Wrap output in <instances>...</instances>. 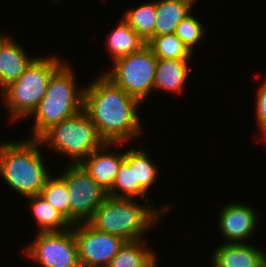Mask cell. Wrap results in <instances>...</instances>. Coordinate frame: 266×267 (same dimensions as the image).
Wrapping results in <instances>:
<instances>
[{
	"instance_id": "obj_2",
	"label": "cell",
	"mask_w": 266,
	"mask_h": 267,
	"mask_svg": "<svg viewBox=\"0 0 266 267\" xmlns=\"http://www.w3.org/2000/svg\"><path fill=\"white\" fill-rule=\"evenodd\" d=\"M153 204L151 202L149 206L133 198L107 196L88 223L96 230L113 234L126 242L141 240L161 222L165 213L173 209L172 203L157 208Z\"/></svg>"
},
{
	"instance_id": "obj_1",
	"label": "cell",
	"mask_w": 266,
	"mask_h": 267,
	"mask_svg": "<svg viewBox=\"0 0 266 267\" xmlns=\"http://www.w3.org/2000/svg\"><path fill=\"white\" fill-rule=\"evenodd\" d=\"M140 102L114 85L102 73L84 88L83 110L105 143H129L139 138Z\"/></svg>"
},
{
	"instance_id": "obj_13",
	"label": "cell",
	"mask_w": 266,
	"mask_h": 267,
	"mask_svg": "<svg viewBox=\"0 0 266 267\" xmlns=\"http://www.w3.org/2000/svg\"><path fill=\"white\" fill-rule=\"evenodd\" d=\"M212 267H266V252L248 243H225L211 253Z\"/></svg>"
},
{
	"instance_id": "obj_14",
	"label": "cell",
	"mask_w": 266,
	"mask_h": 267,
	"mask_svg": "<svg viewBox=\"0 0 266 267\" xmlns=\"http://www.w3.org/2000/svg\"><path fill=\"white\" fill-rule=\"evenodd\" d=\"M189 60L158 59L154 75V92L159 89L181 95L190 77Z\"/></svg>"
},
{
	"instance_id": "obj_8",
	"label": "cell",
	"mask_w": 266,
	"mask_h": 267,
	"mask_svg": "<svg viewBox=\"0 0 266 267\" xmlns=\"http://www.w3.org/2000/svg\"><path fill=\"white\" fill-rule=\"evenodd\" d=\"M59 176L66 182L69 194V223L88 222L108 194L79 164L68 163Z\"/></svg>"
},
{
	"instance_id": "obj_10",
	"label": "cell",
	"mask_w": 266,
	"mask_h": 267,
	"mask_svg": "<svg viewBox=\"0 0 266 267\" xmlns=\"http://www.w3.org/2000/svg\"><path fill=\"white\" fill-rule=\"evenodd\" d=\"M73 233L81 267H108L126 242L118 236L96 230L88 222L74 224Z\"/></svg>"
},
{
	"instance_id": "obj_23",
	"label": "cell",
	"mask_w": 266,
	"mask_h": 267,
	"mask_svg": "<svg viewBox=\"0 0 266 267\" xmlns=\"http://www.w3.org/2000/svg\"><path fill=\"white\" fill-rule=\"evenodd\" d=\"M158 59L190 60L193 53L175 34L152 37L146 44Z\"/></svg>"
},
{
	"instance_id": "obj_22",
	"label": "cell",
	"mask_w": 266,
	"mask_h": 267,
	"mask_svg": "<svg viewBox=\"0 0 266 267\" xmlns=\"http://www.w3.org/2000/svg\"><path fill=\"white\" fill-rule=\"evenodd\" d=\"M108 196L115 198L144 199L145 204L149 203L147 191L140 185L135 184L134 167H130L123 161L115 176L111 189L107 192Z\"/></svg>"
},
{
	"instance_id": "obj_3",
	"label": "cell",
	"mask_w": 266,
	"mask_h": 267,
	"mask_svg": "<svg viewBox=\"0 0 266 267\" xmlns=\"http://www.w3.org/2000/svg\"><path fill=\"white\" fill-rule=\"evenodd\" d=\"M38 139L0 142V176L22 197L41 193L51 176Z\"/></svg>"
},
{
	"instance_id": "obj_26",
	"label": "cell",
	"mask_w": 266,
	"mask_h": 267,
	"mask_svg": "<svg viewBox=\"0 0 266 267\" xmlns=\"http://www.w3.org/2000/svg\"><path fill=\"white\" fill-rule=\"evenodd\" d=\"M264 81V82H263ZM262 81L258 89H256L255 102V118L261 135L266 132V78Z\"/></svg>"
},
{
	"instance_id": "obj_5",
	"label": "cell",
	"mask_w": 266,
	"mask_h": 267,
	"mask_svg": "<svg viewBox=\"0 0 266 267\" xmlns=\"http://www.w3.org/2000/svg\"><path fill=\"white\" fill-rule=\"evenodd\" d=\"M59 57L36 56L21 77L0 92L10 123L29 118L36 110L52 75L65 63Z\"/></svg>"
},
{
	"instance_id": "obj_24",
	"label": "cell",
	"mask_w": 266,
	"mask_h": 267,
	"mask_svg": "<svg viewBox=\"0 0 266 267\" xmlns=\"http://www.w3.org/2000/svg\"><path fill=\"white\" fill-rule=\"evenodd\" d=\"M51 175L40 195L69 222V194L66 182L57 175Z\"/></svg>"
},
{
	"instance_id": "obj_21",
	"label": "cell",
	"mask_w": 266,
	"mask_h": 267,
	"mask_svg": "<svg viewBox=\"0 0 266 267\" xmlns=\"http://www.w3.org/2000/svg\"><path fill=\"white\" fill-rule=\"evenodd\" d=\"M130 7L122 15L126 23L145 41L155 36L156 0Z\"/></svg>"
},
{
	"instance_id": "obj_6",
	"label": "cell",
	"mask_w": 266,
	"mask_h": 267,
	"mask_svg": "<svg viewBox=\"0 0 266 267\" xmlns=\"http://www.w3.org/2000/svg\"><path fill=\"white\" fill-rule=\"evenodd\" d=\"M70 164H79L105 142L100 138L90 116L82 110L48 129L39 139Z\"/></svg>"
},
{
	"instance_id": "obj_27",
	"label": "cell",
	"mask_w": 266,
	"mask_h": 267,
	"mask_svg": "<svg viewBox=\"0 0 266 267\" xmlns=\"http://www.w3.org/2000/svg\"><path fill=\"white\" fill-rule=\"evenodd\" d=\"M6 34L7 33L2 34L0 32V51L3 48V46L6 44V42L11 38L10 36H8V34L7 35Z\"/></svg>"
},
{
	"instance_id": "obj_15",
	"label": "cell",
	"mask_w": 266,
	"mask_h": 267,
	"mask_svg": "<svg viewBox=\"0 0 266 267\" xmlns=\"http://www.w3.org/2000/svg\"><path fill=\"white\" fill-rule=\"evenodd\" d=\"M35 58L10 38L0 51V91L18 80Z\"/></svg>"
},
{
	"instance_id": "obj_19",
	"label": "cell",
	"mask_w": 266,
	"mask_h": 267,
	"mask_svg": "<svg viewBox=\"0 0 266 267\" xmlns=\"http://www.w3.org/2000/svg\"><path fill=\"white\" fill-rule=\"evenodd\" d=\"M30 204L34 218L37 220V231L59 232L72 227V225L47 202L40 194L26 197Z\"/></svg>"
},
{
	"instance_id": "obj_12",
	"label": "cell",
	"mask_w": 266,
	"mask_h": 267,
	"mask_svg": "<svg viewBox=\"0 0 266 267\" xmlns=\"http://www.w3.org/2000/svg\"><path fill=\"white\" fill-rule=\"evenodd\" d=\"M122 145L125 143H104L80 163L92 179L107 192L111 189L119 167L125 159V151L113 153L111 150H116V147Z\"/></svg>"
},
{
	"instance_id": "obj_11",
	"label": "cell",
	"mask_w": 266,
	"mask_h": 267,
	"mask_svg": "<svg viewBox=\"0 0 266 267\" xmlns=\"http://www.w3.org/2000/svg\"><path fill=\"white\" fill-rule=\"evenodd\" d=\"M256 210L240 202L223 205L218 216V231L227 240L226 243H249L246 241L251 239L260 220Z\"/></svg>"
},
{
	"instance_id": "obj_28",
	"label": "cell",
	"mask_w": 266,
	"mask_h": 267,
	"mask_svg": "<svg viewBox=\"0 0 266 267\" xmlns=\"http://www.w3.org/2000/svg\"><path fill=\"white\" fill-rule=\"evenodd\" d=\"M261 136H262L261 137V140H263V142L266 144V132L263 135H261Z\"/></svg>"
},
{
	"instance_id": "obj_17",
	"label": "cell",
	"mask_w": 266,
	"mask_h": 267,
	"mask_svg": "<svg viewBox=\"0 0 266 267\" xmlns=\"http://www.w3.org/2000/svg\"><path fill=\"white\" fill-rule=\"evenodd\" d=\"M116 26L105 41L112 62L141 50L147 44L123 18Z\"/></svg>"
},
{
	"instance_id": "obj_20",
	"label": "cell",
	"mask_w": 266,
	"mask_h": 267,
	"mask_svg": "<svg viewBox=\"0 0 266 267\" xmlns=\"http://www.w3.org/2000/svg\"><path fill=\"white\" fill-rule=\"evenodd\" d=\"M146 149L130 148L125 150L124 161L134 167L135 184H140L147 192L157 182L159 167L150 159Z\"/></svg>"
},
{
	"instance_id": "obj_18",
	"label": "cell",
	"mask_w": 266,
	"mask_h": 267,
	"mask_svg": "<svg viewBox=\"0 0 266 267\" xmlns=\"http://www.w3.org/2000/svg\"><path fill=\"white\" fill-rule=\"evenodd\" d=\"M146 240L125 242L108 267H157V254Z\"/></svg>"
},
{
	"instance_id": "obj_7",
	"label": "cell",
	"mask_w": 266,
	"mask_h": 267,
	"mask_svg": "<svg viewBox=\"0 0 266 267\" xmlns=\"http://www.w3.org/2000/svg\"><path fill=\"white\" fill-rule=\"evenodd\" d=\"M158 58L146 45L141 50L116 59L109 70L102 73L114 85L122 88L140 103L149 101V94L154 92V75Z\"/></svg>"
},
{
	"instance_id": "obj_16",
	"label": "cell",
	"mask_w": 266,
	"mask_h": 267,
	"mask_svg": "<svg viewBox=\"0 0 266 267\" xmlns=\"http://www.w3.org/2000/svg\"><path fill=\"white\" fill-rule=\"evenodd\" d=\"M197 0L156 1L155 36L175 34L178 24L190 13Z\"/></svg>"
},
{
	"instance_id": "obj_25",
	"label": "cell",
	"mask_w": 266,
	"mask_h": 267,
	"mask_svg": "<svg viewBox=\"0 0 266 267\" xmlns=\"http://www.w3.org/2000/svg\"><path fill=\"white\" fill-rule=\"evenodd\" d=\"M204 25L192 14H188L177 26L175 35L193 53L194 47L204 38Z\"/></svg>"
},
{
	"instance_id": "obj_4",
	"label": "cell",
	"mask_w": 266,
	"mask_h": 267,
	"mask_svg": "<svg viewBox=\"0 0 266 267\" xmlns=\"http://www.w3.org/2000/svg\"><path fill=\"white\" fill-rule=\"evenodd\" d=\"M72 67L65 62L49 80L45 96L30 116L34 122L29 139H39L52 126L83 110L85 86H77Z\"/></svg>"
},
{
	"instance_id": "obj_9",
	"label": "cell",
	"mask_w": 266,
	"mask_h": 267,
	"mask_svg": "<svg viewBox=\"0 0 266 267\" xmlns=\"http://www.w3.org/2000/svg\"><path fill=\"white\" fill-rule=\"evenodd\" d=\"M22 250L25 257L41 267H81L71 228L59 232H37Z\"/></svg>"
}]
</instances>
